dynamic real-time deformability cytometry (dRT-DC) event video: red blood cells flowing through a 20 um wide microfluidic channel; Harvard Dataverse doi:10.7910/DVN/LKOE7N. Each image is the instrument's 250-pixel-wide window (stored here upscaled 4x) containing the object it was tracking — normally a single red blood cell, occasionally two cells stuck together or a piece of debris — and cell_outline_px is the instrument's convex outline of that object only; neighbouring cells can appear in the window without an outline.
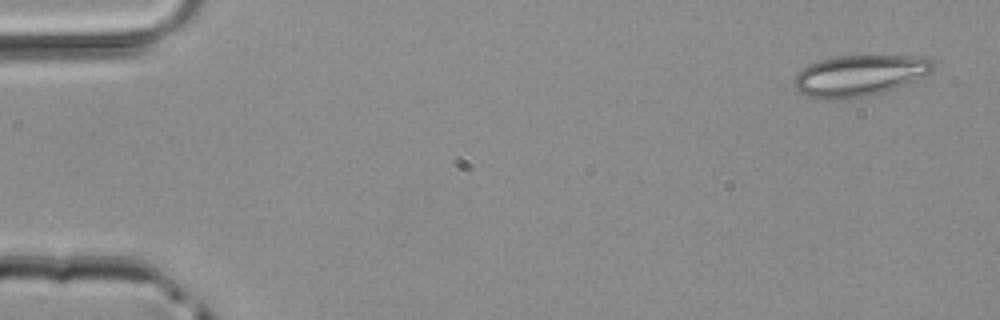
{"species": "common noctule bat (a hibernating species)", "species_latin": "Nyctalus noctula", "temperature_condition": "room temperature", "stored_images_in_passage": 5, "camera_frame_rate_fps": 3000, "um_per_image_px": 0.085, "animal": {"sex": "male", "body_mass_g": 20.4}, "frame": {"image": 1, "passage_image": 1, "time_ms": 0.0, "image_size_px": [1000, 320], "cell_outline_px": [[932, 72], [896, 88], [884, 92], [868, 96], [848, 100], [832, 100], [808, 96], [800, 92], [792, 84], [792, 80], [796, 72], [808, 64], [820, 60], [836, 56], [924, 56], [932, 60]], "centroid_in_image_um": [73.0, 6.43], "position_along_channel_um": 12.0, "area_um2": 33.58}}